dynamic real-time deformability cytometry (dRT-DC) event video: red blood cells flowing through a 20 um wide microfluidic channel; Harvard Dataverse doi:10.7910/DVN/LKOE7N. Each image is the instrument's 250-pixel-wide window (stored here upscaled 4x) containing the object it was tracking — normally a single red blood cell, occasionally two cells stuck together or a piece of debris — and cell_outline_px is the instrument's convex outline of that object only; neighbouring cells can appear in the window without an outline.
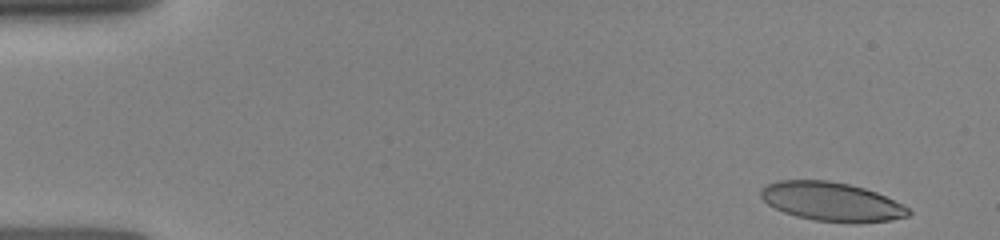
{"species": "human", "species_latin": "Homo sapiens", "temperature_condition": "room temperature", "stored_images_in_passage": 27, "camera_frame_rate_fps": 3000, "um_per_image_px": 0.085, "donor": {"sex": "female"}, "frame": {"image": 1, "passage_image": 1, "time_ms": 0.0, "image_size_px": [1000, 240], "cell_outline_px": [[912, 212], [908, 216], [892, 220], [856, 224], [816, 220], [796, 216], [784, 212], [768, 204], [760, 196], [760, 188], [776, 180], [828, 180], [848, 184], [864, 188], [876, 192], [904, 204]], "centroid_in_image_um": [70.71, 17.15], "position_along_channel_um": 14.3, "area_um2": 33.7}}
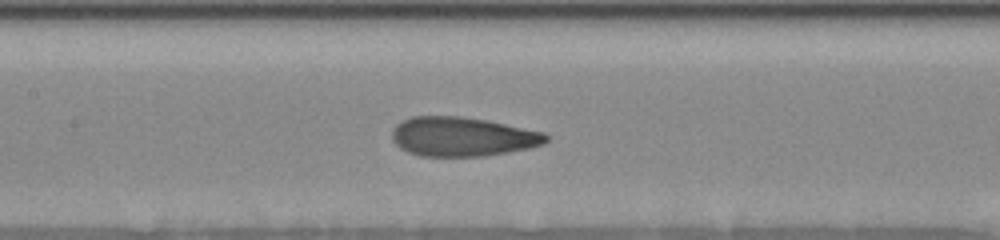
{"frame": {"image": 2, "passage_image": 16, "time_ms": 6.667, "image_size_px": [1000, 240], "cell_outline_px": [[548, 140], [544, 144], [528, 148], [508, 152], [484, 156], [420, 156], [408, 152], [400, 148], [392, 140], [392, 132], [396, 124], [412, 116], [460, 116], [484, 120], [544, 132], [548, 136]], "centroid_in_image_um": [39.28, 11.62], "position_along_channel_um": 168.1, "area_um2": 35.08}}
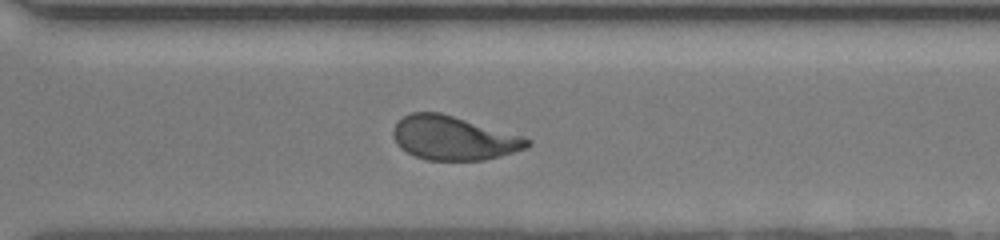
{"frame": {"image": 3, "passage_image": 27, "time_ms": 10.667, "image_size_px": [1000, 240], "cell_outline_px": [[532, 144], [528, 148], [500, 156], [484, 160], [428, 160], [416, 156], [400, 148], [396, 144], [392, 136], [392, 128], [396, 120], [412, 112], [440, 112], [520, 136], [532, 140]], "centroid_in_image_um": [38.5, 11.74], "position_along_channel_um": 332.1, "area_um2": 34.22}}